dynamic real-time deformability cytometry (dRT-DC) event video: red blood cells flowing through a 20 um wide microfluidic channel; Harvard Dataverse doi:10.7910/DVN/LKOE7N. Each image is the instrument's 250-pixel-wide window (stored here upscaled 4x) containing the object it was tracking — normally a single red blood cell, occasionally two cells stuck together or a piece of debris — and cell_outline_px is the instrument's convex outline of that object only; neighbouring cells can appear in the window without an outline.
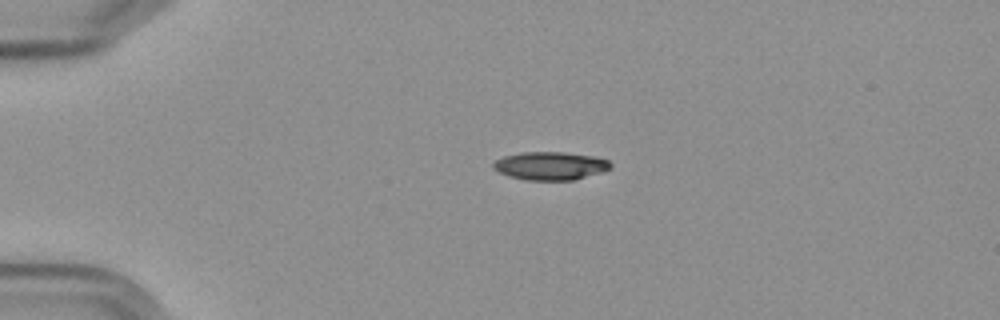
{"species": "Egyptian fruit bat (a non-hibernating species)", "species_latin": "Rousettus aegyptiacus", "temperature_condition": "cold", "stored_images_in_passage": 4, "camera_frame_rate_fps": 3000, "um_per_image_px": 0.085, "frame": {"image": 1, "passage_image": 3, "time_ms": 2.333, "image_size_px": [1000, 320], "cell_outline_px": [[612, 168], [600, 172], [572, 180], [524, 180], [508, 176], [492, 168], [492, 164], [496, 160], [504, 156], [524, 152], [564, 152], [596, 156], [608, 160], [612, 164]], "centroid_in_image_um": [46.78, 14.09], "position_along_channel_um": 38.2, "area_um2": 19.25}}